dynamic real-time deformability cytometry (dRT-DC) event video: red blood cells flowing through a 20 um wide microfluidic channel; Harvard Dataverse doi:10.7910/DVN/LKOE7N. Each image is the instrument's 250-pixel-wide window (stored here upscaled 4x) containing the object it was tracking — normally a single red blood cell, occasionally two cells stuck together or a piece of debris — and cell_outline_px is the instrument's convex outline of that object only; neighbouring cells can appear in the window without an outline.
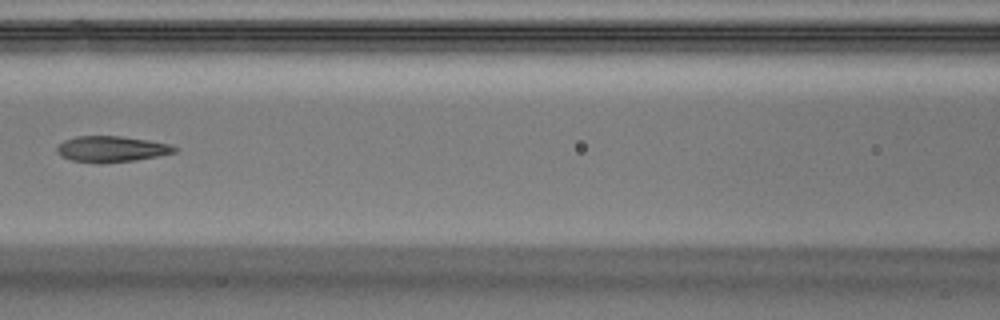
{"species": "Egyptian fruit bat (a non-hibernating species)", "species_latin": "Rousettus aegyptiacus", "temperature_condition": "warm", "stored_images_in_passage": 7, "camera_frame_rate_fps": 3000, "um_per_image_px": 0.085, "animal": {"sex": "male"}, "frame": {"image": 1, "passage_image": 6, "time_ms": 1.667, "image_size_px": [1000, 320], "cell_outline_px": [[180, 148], [176, 152], [136, 160], [100, 164], [96, 164], [72, 160], [60, 156], [56, 152], [56, 148], [64, 140], [76, 136], [120, 136], [148, 140], [168, 144]], "centroid_in_image_um": [9.45, 12.68], "position_along_channel_um": 157.1, "area_um2": 17.92}}
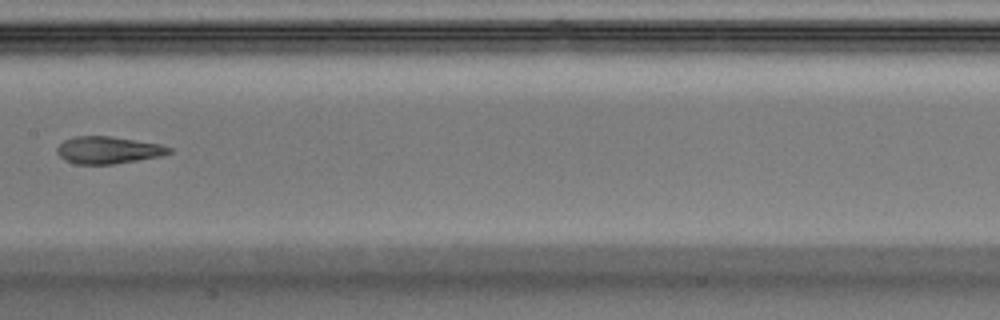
{"frame": {"image": 2, "passage_image": 7, "time_ms": 2.0, "image_size_px": [1000, 320], "cell_outline_px": [[172, 152], [160, 156], [112, 164], [76, 164], [64, 160], [56, 152], [56, 148], [64, 140], [72, 136], [112, 136], [160, 144], [172, 148]], "centroid_in_image_um": [9.16, 12.75], "position_along_channel_um": 198.2, "area_um2": 17.74}}